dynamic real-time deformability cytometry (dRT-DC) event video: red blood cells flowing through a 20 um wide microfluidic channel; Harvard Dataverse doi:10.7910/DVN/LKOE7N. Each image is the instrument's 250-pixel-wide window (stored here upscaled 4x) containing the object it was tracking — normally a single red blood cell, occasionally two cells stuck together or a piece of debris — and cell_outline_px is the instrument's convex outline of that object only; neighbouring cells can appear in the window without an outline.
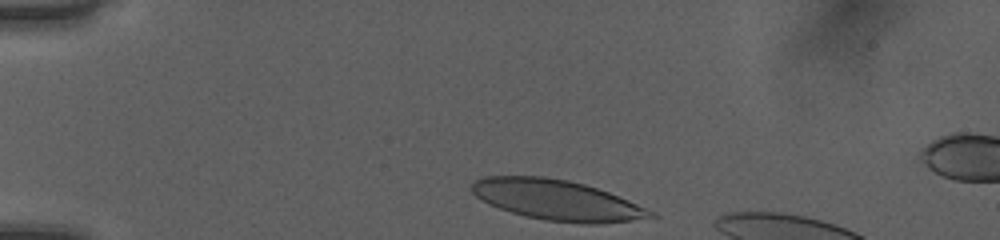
{"species": "human", "species_latin": "Homo sapiens", "temperature_condition": "room temperature", "stored_images_in_passage": 33, "camera_frame_rate_fps": 3000, "um_per_image_px": 0.085, "donor": {"sex": "female"}, "frame": {"image": 1, "passage_image": 1, "time_ms": 0.0, "image_size_px": [1000, 240], "cell_outline_px": [[660, 216], [632, 220], [600, 224], [584, 224], [544, 220], [524, 216], [488, 204], [480, 200], [468, 188], [476, 180], [484, 176], [544, 176], [568, 180], [584, 184], [608, 192], [628, 200], [656, 212]], "centroid_in_image_um": [47.33, 17.01], "position_along_channel_um": 37.7, "area_um2": 42.19}}
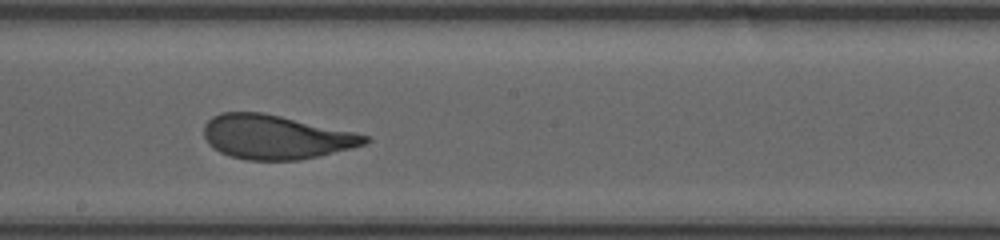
{"frame": {"image": 2, "passage_image": 19, "time_ms": 6.0, "image_size_px": [1000, 240], "cell_outline_px": [[372, 140], [364, 144], [300, 160], [248, 160], [232, 156], [220, 152], [208, 144], [204, 136], [204, 124], [212, 116], [220, 112], [264, 112], [352, 132], [368, 136]], "centroid_in_image_um": [23.37, 11.63], "position_along_channel_um": 224.8, "area_um2": 40.92}}
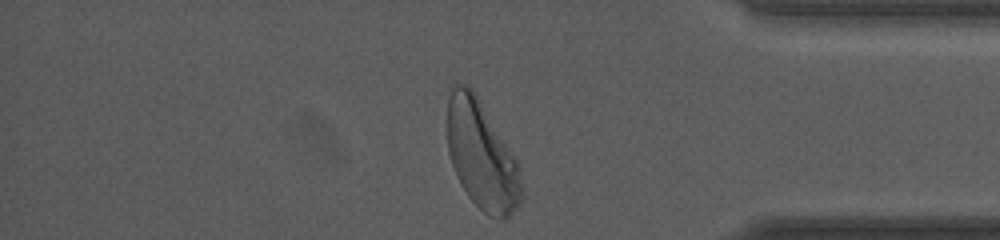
{"frame": {"image": 3, "passage_image": 33, "time_ms": 10.667, "image_size_px": [1000, 240], "cell_outline_px": [[524, 196], [516, 208], [504, 220], [496, 220], [488, 216], [468, 196], [460, 184], [456, 176], [448, 152], [448, 100], [452, 84], [468, 84], [472, 88], [516, 156], [520, 168]], "centroid_in_image_um": [40.97, 13.22], "position_along_channel_um": 394.2, "area_um2": 47.4}, "authors_computed_cell_mechanics": {"area_um2": 42.194, "velocity_mm_per_s": 4.0181, "shape_relaxation_time_tau1_ms": 3.475, "shape_relaxation_time_tau2_ms": 0.6994, "deformation_change_tau1": 0.1535, "deformation_change_tau2": 0.0674}}